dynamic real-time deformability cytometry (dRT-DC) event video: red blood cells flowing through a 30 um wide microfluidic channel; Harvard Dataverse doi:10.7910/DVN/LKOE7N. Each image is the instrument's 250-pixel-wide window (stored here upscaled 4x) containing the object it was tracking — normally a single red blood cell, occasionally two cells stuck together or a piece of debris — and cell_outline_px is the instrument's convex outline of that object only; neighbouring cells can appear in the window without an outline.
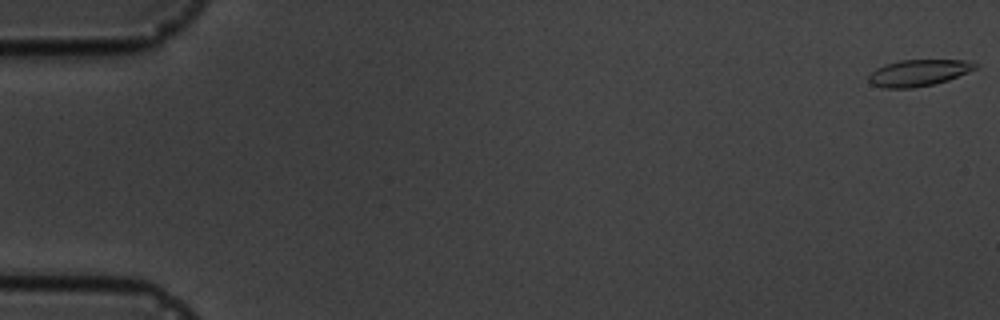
{"species": "common noctule bat (a hibernating species)", "species_latin": "Nyctalus noctula", "temperature_condition": "cold", "stored_images_in_passage": 4, "camera_frame_rate_fps": 3000, "um_per_image_px": 0.085, "animal": {"sex": "male", "body_mass_g": 19.5, "forearm_length_mm": 54.6}, "frame": {"image": 1, "passage_image": 1, "time_ms": 0.0, "image_size_px": [1000, 320], "cell_outline_px": [[976, 68], [968, 72], [948, 80], [932, 84], [912, 88], [880, 88], [872, 84], [868, 80], [868, 76], [876, 68], [884, 64], [900, 60], [964, 60], [976, 64]], "centroid_in_image_um": [78.02, 6.19], "position_along_channel_um": 7.0, "area_um2": 16.36}}
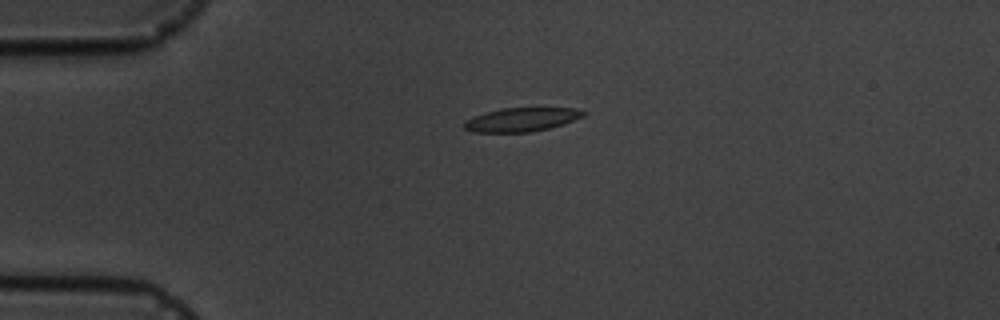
{"frame": {"image": 2, "passage_image": 4, "time_ms": 4.333, "image_size_px": [1000, 320], "cell_outline_px": [[588, 112], [584, 116], [564, 124], [532, 132], [472, 132], [464, 128], [464, 120], [500, 108], [576, 108]], "centroid_in_image_um": [44.37, 10.16], "position_along_channel_um": 40.6, "area_um2": 16.47}}